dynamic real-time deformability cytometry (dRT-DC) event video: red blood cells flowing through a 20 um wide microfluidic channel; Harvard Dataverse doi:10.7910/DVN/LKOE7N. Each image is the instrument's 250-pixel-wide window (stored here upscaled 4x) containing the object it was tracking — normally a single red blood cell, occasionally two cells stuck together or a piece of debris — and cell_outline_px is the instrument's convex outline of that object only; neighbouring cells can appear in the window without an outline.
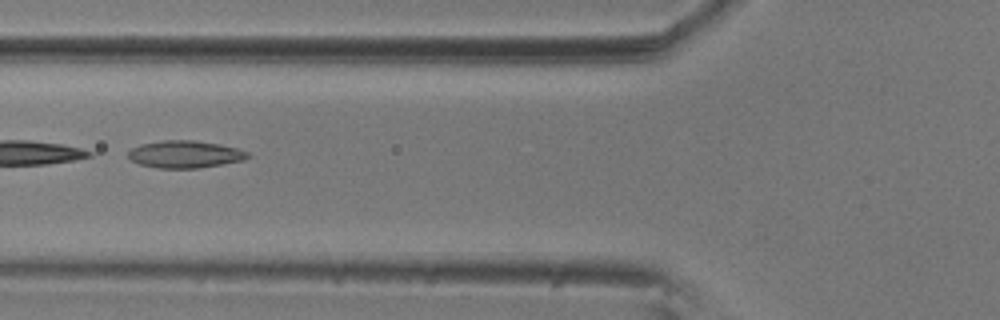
{"species": "common noctule bat (a hibernating species)", "species_latin": "Nyctalus noctula", "temperature_condition": "room temperature", "stored_images_in_passage": 11, "camera_frame_rate_fps": 3000, "um_per_image_px": 0.085, "animal": {"sex": "male", "body_mass_g": 20.5, "forearm_length_mm": 52.5}, "frame": {"image": 1, "passage_image": 2, "time_ms": 0.333, "image_size_px": [1000, 320], "cell_outline_px": [[252, 156], [244, 160], [196, 168], [156, 168], [140, 164], [132, 160], [128, 156], [128, 152], [132, 148], [140, 144], [164, 140], [196, 140], [220, 144], [236, 148], [248, 152]], "centroid_in_image_um": [15.73, 13.1], "position_along_channel_um": 110.1, "area_um2": 18.96}}
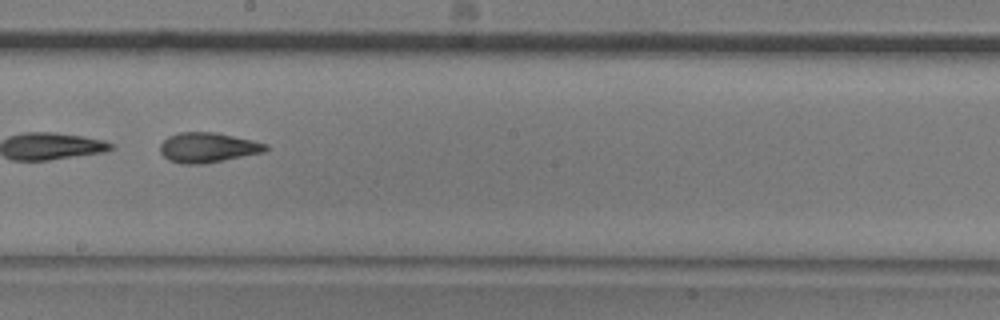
{"frame": {"image": 2, "passage_image": 5, "time_ms": 1.333, "image_size_px": [1000, 320], "cell_outline_px": [[268, 148], [264, 152], [204, 164], [180, 164], [168, 160], [160, 152], [160, 144], [168, 136], [180, 132], [216, 132], [252, 140], [268, 144]], "centroid_in_image_um": [17.65, 12.54], "position_along_channel_um": 230.6, "area_um2": 18.5}}
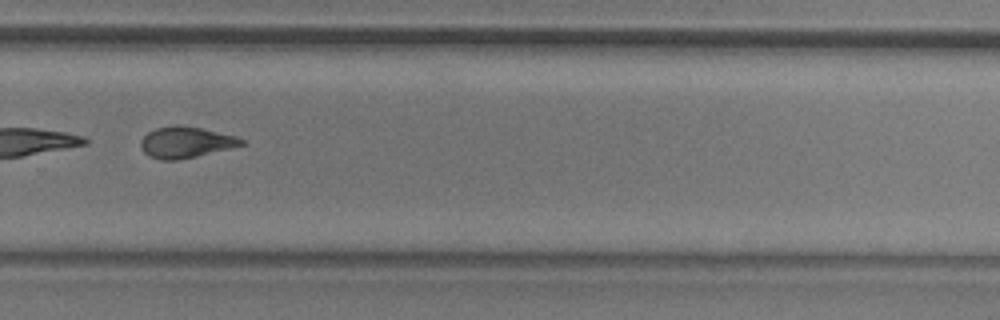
{"frame": {"image": 3, "passage_image": 7, "time_ms": 2.0, "image_size_px": [1000, 320], "cell_outline_px": [[244, 144], [196, 156], [176, 160], [160, 160], [148, 156], [140, 148], [140, 140], [148, 132], [156, 128], [176, 124], [200, 128], [232, 136], [244, 140]], "centroid_in_image_um": [15.69, 12.1], "position_along_channel_um": 314.1, "area_um2": 17.92}}